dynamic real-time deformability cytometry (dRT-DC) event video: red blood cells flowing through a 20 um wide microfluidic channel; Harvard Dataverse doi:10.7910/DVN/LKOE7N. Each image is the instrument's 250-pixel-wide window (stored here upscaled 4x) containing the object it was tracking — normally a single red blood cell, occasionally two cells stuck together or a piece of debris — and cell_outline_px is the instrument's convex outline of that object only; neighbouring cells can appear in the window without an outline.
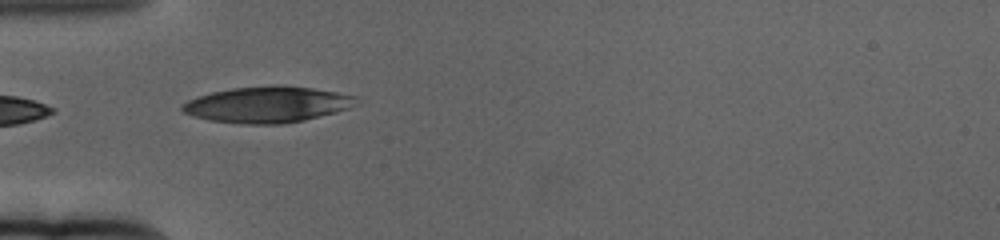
{"species": "human", "species_latin": "Homo sapiens", "temperature_condition": "cold", "stored_images_in_passage": 3, "camera_frame_rate_fps": 3000, "um_per_image_px": 0.085, "donor": {"sex": "female"}, "frame": {"image": 1, "passage_image": 1, "time_ms": 0.0, "image_size_px": [1000, 240], "cell_outline_px": [[360, 104], [352, 108], [304, 120], [280, 124], [240, 124], [208, 120], [192, 116], [184, 112], [180, 108], [180, 104], [196, 96], [212, 92], [232, 88], [312, 88], [360, 96]], "centroid_in_image_um": [22.75, 8.93], "position_along_channel_um": 62.3, "area_um2": 36.07}}